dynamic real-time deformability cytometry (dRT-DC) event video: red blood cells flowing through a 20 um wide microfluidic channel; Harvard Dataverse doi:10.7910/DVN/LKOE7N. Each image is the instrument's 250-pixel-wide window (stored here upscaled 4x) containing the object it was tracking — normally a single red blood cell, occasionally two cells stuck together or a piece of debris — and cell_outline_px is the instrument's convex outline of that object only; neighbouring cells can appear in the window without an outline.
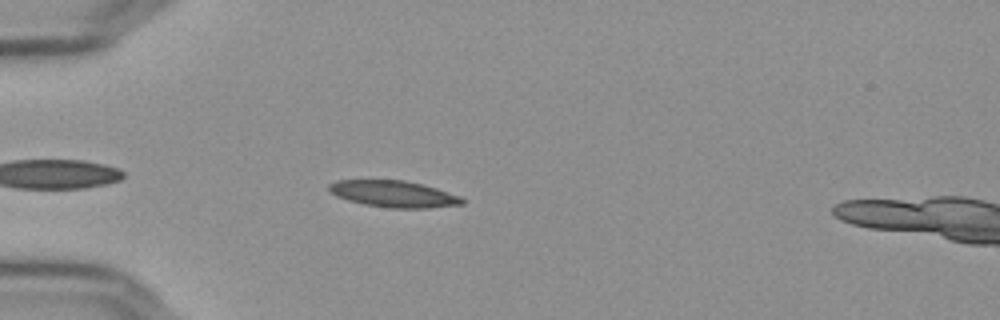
{"species": "Egyptian fruit bat (a non-hibernating species)", "species_latin": "Rousettus aegyptiacus", "temperature_condition": "cold", "stored_images_in_passage": 45, "camera_frame_rate_fps": 3000, "um_per_image_px": 0.085, "frame": {"image": 1, "passage_image": 5, "time_ms": 1.333, "image_size_px": [1000, 320], "cell_outline_px": [[464, 204], [428, 208], [388, 208], [364, 204], [348, 200], [336, 196], [328, 192], [328, 184], [336, 180], [404, 180], [424, 184], [460, 196], [464, 200]], "centroid_in_image_um": [33.43, 16.48], "position_along_channel_um": 51.6, "area_um2": 20.75}}
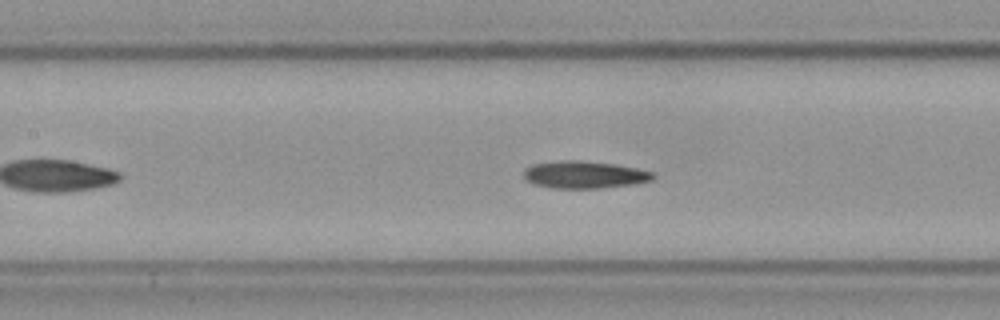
{"frame": {"image": 2, "passage_image": 15, "time_ms": 4.667, "image_size_px": [1000, 320], "cell_outline_px": [[656, 176], [652, 180], [636, 184], [600, 188], [552, 188], [532, 184], [524, 180], [524, 168], [532, 164], [568, 160], [576, 160], [616, 164], [636, 168], [652, 172]], "centroid_in_image_um": [49.65, 14.86], "position_along_channel_um": 157.7, "area_um2": 20.69}}
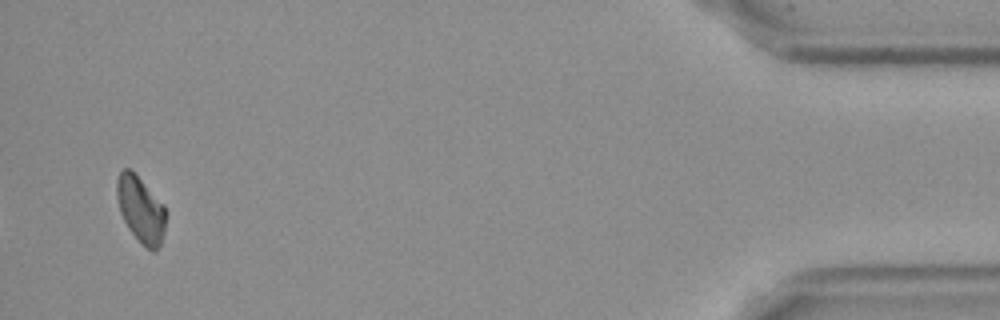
{"frame": {"image": 3, "passage_image": 43, "time_ms": 14.0, "image_size_px": [1000, 320], "cell_outline_px": [[168, 212], [164, 232], [160, 244], [152, 252], [140, 244], [128, 228], [120, 212], [116, 196], [116, 180], [120, 172], [124, 168], [128, 168], [164, 204]], "centroid_in_image_um": [11.97, 17.84], "position_along_channel_um": 423.2, "area_um2": 18.96}}